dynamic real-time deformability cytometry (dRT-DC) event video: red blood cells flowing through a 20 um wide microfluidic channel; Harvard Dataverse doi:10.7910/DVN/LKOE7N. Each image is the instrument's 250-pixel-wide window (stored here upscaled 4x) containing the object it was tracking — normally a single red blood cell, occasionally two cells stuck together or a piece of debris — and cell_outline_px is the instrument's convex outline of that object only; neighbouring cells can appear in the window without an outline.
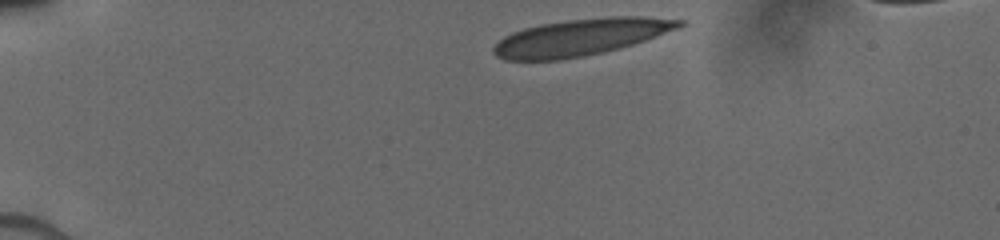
{"species": "human", "species_latin": "Homo sapiens", "temperature_condition": "cold", "stored_images_in_passage": 21, "camera_frame_rate_fps": 3000, "um_per_image_px": 0.085, "donor": {"sex": "male"}, "frame": {"image": 1, "passage_image": 1, "time_ms": 0.0, "image_size_px": [1000, 240], "cell_outline_px": [[688, 24], [644, 40], [620, 48], [604, 52], [584, 56], [560, 60], [504, 60], [496, 56], [492, 52], [492, 48], [504, 36], [512, 32], [524, 28], [540, 24], [568, 20], [608, 16], [644, 16], [688, 20]], "centroid_in_image_um": [49.37, 3.15], "position_along_channel_um": 35.6, "area_um2": 39.88}}
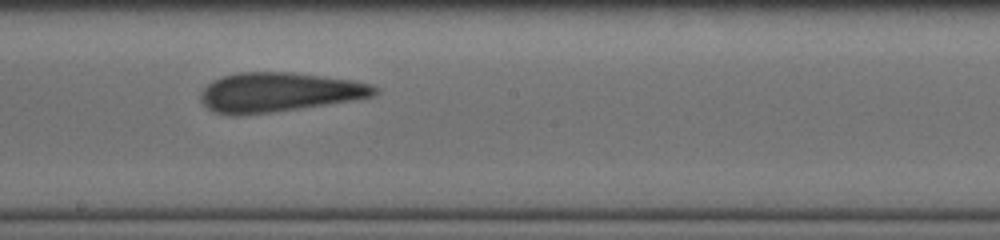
{"frame": {"image": 2, "passage_image": 12, "time_ms": 6.333, "image_size_px": [1000, 240], "cell_outline_px": [[376, 92], [372, 96], [352, 100], [272, 112], [236, 116], [232, 116], [212, 112], [204, 104], [200, 96], [200, 92], [212, 80], [236, 72], [292, 72], [324, 76], [352, 80], [372, 84], [376, 88]], "centroid_in_image_um": [23.64, 7.83], "position_along_channel_um": 224.6, "area_um2": 39.77}}
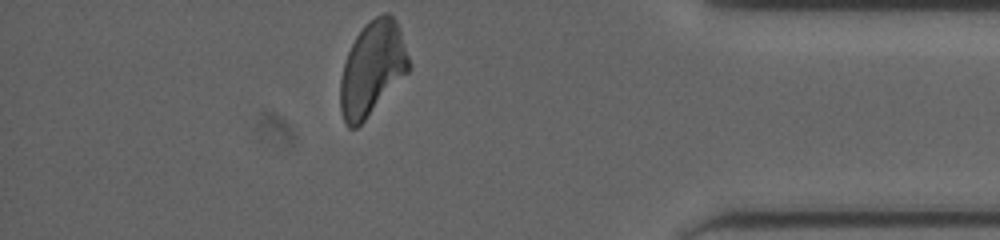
{"frame": {"image": 3, "passage_image": 21, "time_ms": 11.333, "image_size_px": [1000, 240], "cell_outline_px": [[412, 68], [364, 120], [356, 128], [348, 128], [344, 120], [340, 108], [340, 80], [344, 64], [348, 52], [356, 36], [376, 16], [384, 12], [388, 12], [396, 20], [400, 28], [412, 64]], "centroid_in_image_um": [31.67, 5.82], "position_along_channel_um": 403.5, "area_um2": 37.22}}